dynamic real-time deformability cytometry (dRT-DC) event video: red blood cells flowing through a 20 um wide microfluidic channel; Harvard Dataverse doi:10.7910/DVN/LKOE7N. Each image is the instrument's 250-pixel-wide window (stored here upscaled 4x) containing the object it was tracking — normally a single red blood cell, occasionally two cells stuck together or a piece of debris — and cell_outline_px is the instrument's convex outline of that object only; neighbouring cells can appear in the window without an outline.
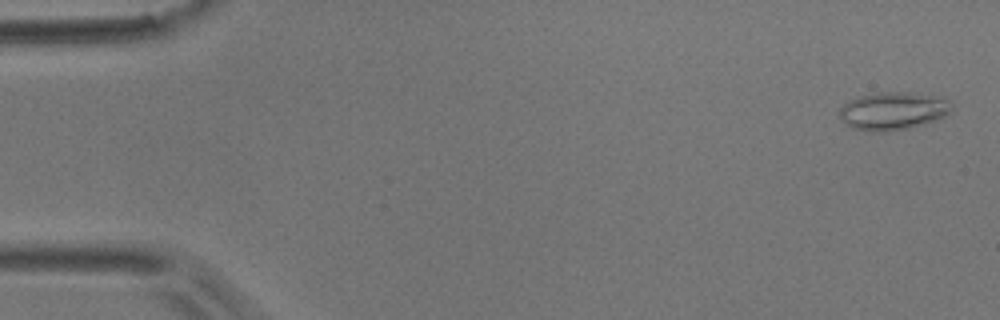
{"species": "common noctule bat (a hibernating species)", "species_latin": "Nyctalus noctula", "temperature_condition": "room temperature", "stored_images_in_passage": 10, "camera_frame_rate_fps": 3000, "um_per_image_px": 0.085, "animal": {"sex": "male", "body_mass_g": 17.9}, "frame": {"image": 1, "passage_image": 2, "time_ms": 0.333, "image_size_px": [1000, 320], "cell_outline_px": [[952, 104], [948, 112], [944, 116], [936, 120], [912, 128], [884, 132], [872, 132], [852, 128], [844, 124], [840, 116], [840, 108], [848, 100], [860, 96], [876, 92], [908, 92], [944, 96], [952, 100]], "centroid_in_image_um": [75.93, 9.42], "position_along_channel_um": 9.1, "area_um2": 25.26}}